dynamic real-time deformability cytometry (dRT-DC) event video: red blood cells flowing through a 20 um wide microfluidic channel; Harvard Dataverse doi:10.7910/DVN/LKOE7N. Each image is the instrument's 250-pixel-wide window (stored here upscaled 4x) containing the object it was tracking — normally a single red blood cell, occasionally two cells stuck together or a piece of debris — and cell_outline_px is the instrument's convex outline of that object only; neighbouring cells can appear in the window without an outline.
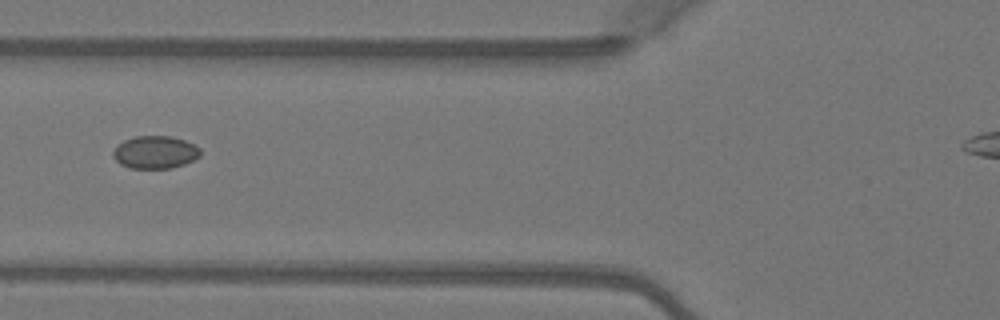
{"species": "Egyptian fruit bat (a non-hibernating species)", "species_latin": "Rousettus aegyptiacus", "temperature_condition": "warm", "stored_images_in_passage": 4, "segment_of_instrument_passage": [1, 2], "camera_frame_rate_fps": 3000, "um_per_image_px": 0.085, "animal": {"sex": "female"}, "frame": {"image": 1, "passage_image": 3, "time_ms": 0.667, "image_size_px": [1000, 320], "cell_outline_px": [[200, 156], [184, 164], [172, 168], [128, 168], [120, 164], [112, 156], [112, 152], [116, 144], [124, 140], [136, 136], [172, 136], [184, 140], [200, 148]], "centroid_in_image_um": [13.15, 12.94], "position_along_channel_um": 112.7, "area_um2": 16.7}}